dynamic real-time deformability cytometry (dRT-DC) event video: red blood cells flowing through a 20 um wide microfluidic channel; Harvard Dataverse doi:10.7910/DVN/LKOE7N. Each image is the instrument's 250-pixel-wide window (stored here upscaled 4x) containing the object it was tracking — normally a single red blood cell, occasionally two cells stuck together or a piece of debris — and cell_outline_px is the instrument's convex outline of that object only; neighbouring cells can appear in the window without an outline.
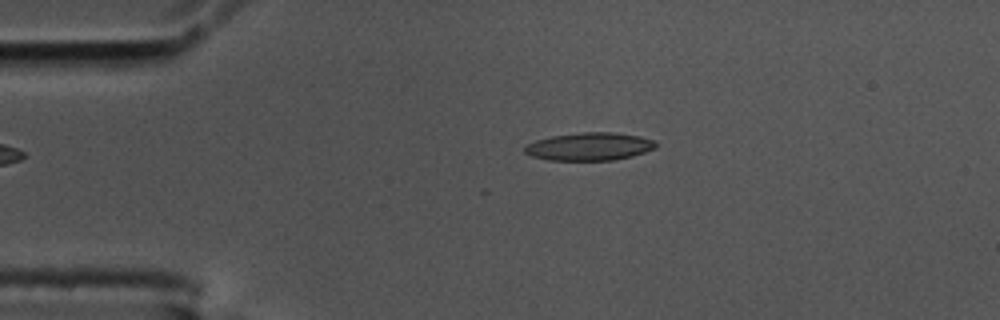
{"species": "common noctule bat (a hibernating species)", "species_latin": "Nyctalus noctula", "temperature_condition": "cold", "stored_images_in_passage": 37, "camera_frame_rate_fps": 3000, "um_per_image_px": 0.085, "animal": {"sex": "male", "body_mass_g": 17.5, "forearm_length_mm": 52.3}, "frame": {"image": 1, "passage_image": 1, "time_ms": 0.0, "image_size_px": [1000, 320], "cell_outline_px": [[656, 148], [632, 156], [612, 160], [548, 160], [532, 156], [524, 152], [524, 148], [528, 144], [536, 140], [552, 136], [580, 132], [612, 132], [640, 136], [652, 140], [656, 144]], "centroid_in_image_um": [50.09, 12.45], "position_along_channel_um": 34.9, "area_um2": 21.15}}
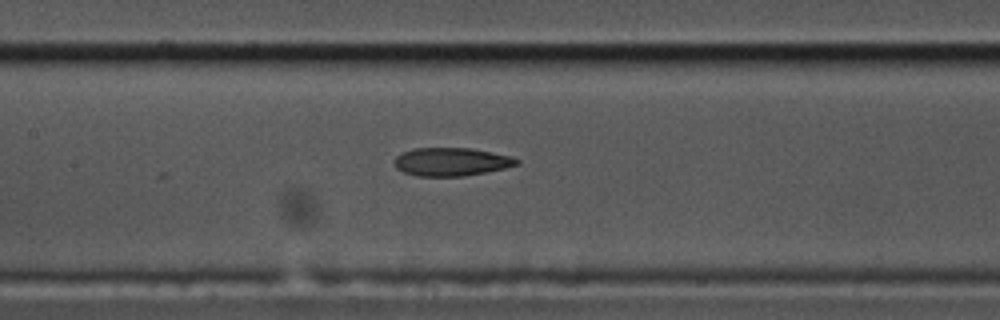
{"frame": {"image": 2, "passage_image": 15, "time_ms": 4.667, "image_size_px": [1000, 320], "cell_outline_px": [[520, 164], [504, 168], [464, 176], [416, 176], [404, 172], [396, 168], [392, 160], [400, 152], [412, 148], [472, 148], [492, 152], [508, 156], [520, 160]], "centroid_in_image_um": [38.3, 13.74], "position_along_channel_um": 169.1, "area_um2": 20.23}}
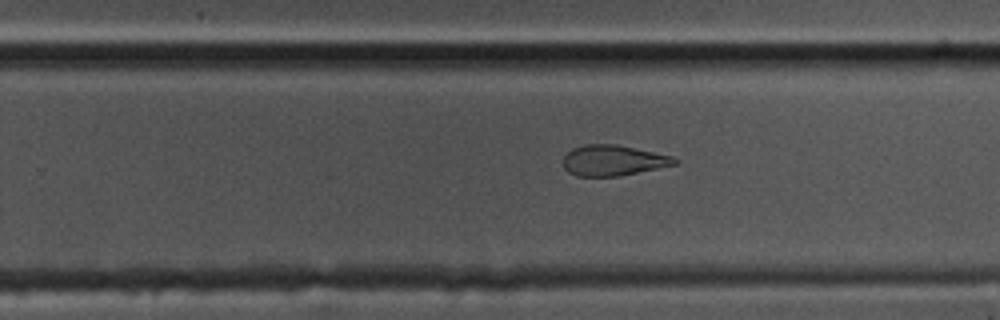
{"frame": {"image": 3, "passage_image": 24, "time_ms": 7.667, "image_size_px": [1000, 320], "cell_outline_px": [[680, 160], [676, 164], [620, 176], [576, 176], [568, 172], [564, 168], [564, 156], [572, 148], [584, 144], [616, 144], [672, 156]], "centroid_in_image_um": [52.1, 13.63], "position_along_channel_um": 277.7, "area_um2": 19.83}, "authors_computed_cell_mechanics": {"area_um2": 21.1548, "velocity_mm_per_s": 3.6315, "shape_relaxation_time_tau1_ms": null, "shape_relaxation_time_tau2_ms": 3.8032, "deformation_change_tau1": null, "deformation_change_tau2": 0.1272}}